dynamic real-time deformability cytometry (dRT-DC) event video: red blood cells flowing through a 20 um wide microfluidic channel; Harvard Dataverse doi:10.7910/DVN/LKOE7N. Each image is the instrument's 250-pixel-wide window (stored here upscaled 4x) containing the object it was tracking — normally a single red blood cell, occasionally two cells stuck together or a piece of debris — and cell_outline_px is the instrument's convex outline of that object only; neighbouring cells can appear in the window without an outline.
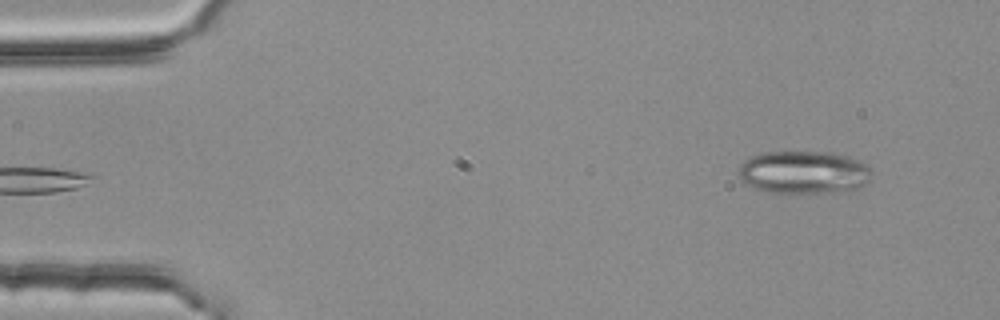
{"species": "common noctule bat (a hibernating species)", "species_latin": "Nyctalus noctula", "temperature_condition": "room temperature", "stored_images_in_passage": 4, "segment_of_instrument_passage": [2, 2], "camera_frame_rate_fps": 3000, "um_per_image_px": 0.085, "animal": {"sex": "female", "body_mass_g": 25.1}, "frame": {"image": 1, "passage_image": 4, "time_ms": 1.0, "image_size_px": [1000, 320], "cell_outline_px": [[872, 180], [856, 188], [824, 192], [772, 192], [756, 188], [748, 184], [736, 176], [740, 164], [744, 160], [752, 156], [764, 152], [832, 152], [848, 156], [860, 160], [872, 172]], "centroid_in_image_um": [68.3, 14.62], "position_along_channel_um": 16.7, "area_um2": 33.0}}